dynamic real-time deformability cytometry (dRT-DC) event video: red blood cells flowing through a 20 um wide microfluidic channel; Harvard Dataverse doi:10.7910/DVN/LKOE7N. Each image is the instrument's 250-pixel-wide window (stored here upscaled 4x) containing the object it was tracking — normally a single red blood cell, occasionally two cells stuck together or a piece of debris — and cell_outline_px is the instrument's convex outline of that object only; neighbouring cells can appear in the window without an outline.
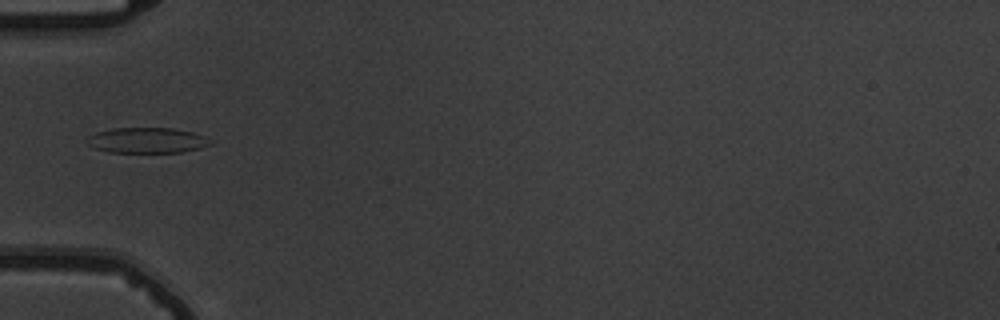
{"species": "common noctule bat (a hibernating species)", "species_latin": "Nyctalus noctula", "temperature_condition": "warm", "stored_images_in_passage": 34, "camera_frame_rate_fps": 3000, "um_per_image_px": 0.085, "animal": {"sex": "male", "body_mass_g": 19.5, "forearm_length_mm": 54.6}, "frame": {"image": 1, "passage_image": 1, "time_ms": 0.0, "image_size_px": [1000, 320], "cell_outline_px": [[212, 144], [200, 148], [180, 152], [108, 152], [92, 148], [84, 140], [88, 136], [96, 132], [112, 128], [172, 128], [192, 132], [204, 136], [212, 140]], "centroid_in_image_um": [12.45, 11.93], "position_along_channel_um": 72.5, "area_um2": 18.44}}
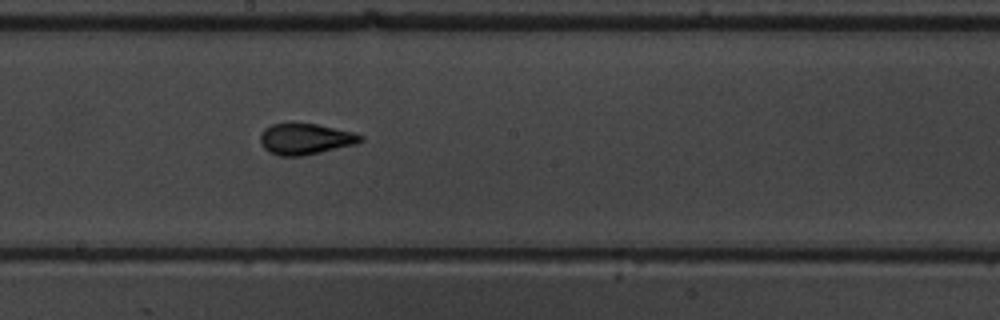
{"frame": {"image": 2, "passage_image": 13, "time_ms": 4.0, "image_size_px": [1000, 320], "cell_outline_px": [[364, 140], [356, 144], [320, 152], [300, 156], [280, 156], [268, 152], [260, 144], [260, 136], [264, 128], [272, 124], [288, 120], [292, 120], [316, 124], [352, 132], [364, 136]], "centroid_in_image_um": [25.9, 11.77], "position_along_channel_um": 222.3, "area_um2": 18.67}}
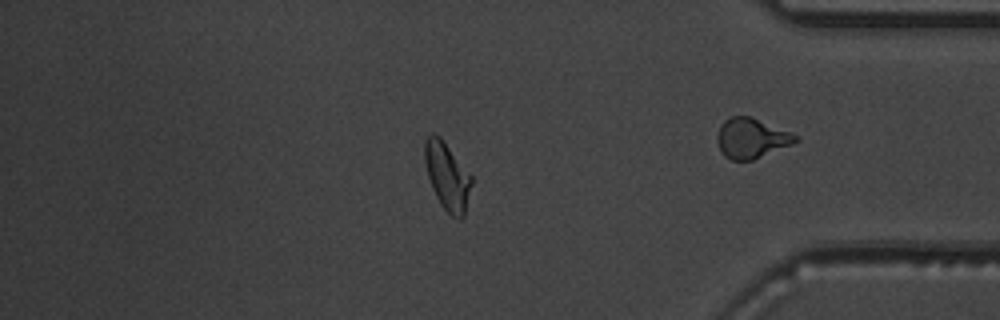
{"frame": {"image": 3, "passage_image": 25, "time_ms": 8.0, "image_size_px": [1000, 320], "cell_outline_px": [[472, 184], [464, 216], [452, 216], [440, 204], [432, 188], [428, 176], [424, 160], [424, 140], [432, 132], [440, 136], [472, 176]], "centroid_in_image_um": [38.0, 14.93], "position_along_channel_um": 397.2, "area_um2": 18.26}, "authors_computed_cell_mechanics": {"area_um2": 17.8313, "velocity_mm_per_s": 3.7379, "shape_relaxation_time_tau1_ms": 4.3003, "shape_relaxation_time_tau2_ms": 1.2214, "deformation_change_tau1": 0.1879, "deformation_change_tau2": 0.0752}}